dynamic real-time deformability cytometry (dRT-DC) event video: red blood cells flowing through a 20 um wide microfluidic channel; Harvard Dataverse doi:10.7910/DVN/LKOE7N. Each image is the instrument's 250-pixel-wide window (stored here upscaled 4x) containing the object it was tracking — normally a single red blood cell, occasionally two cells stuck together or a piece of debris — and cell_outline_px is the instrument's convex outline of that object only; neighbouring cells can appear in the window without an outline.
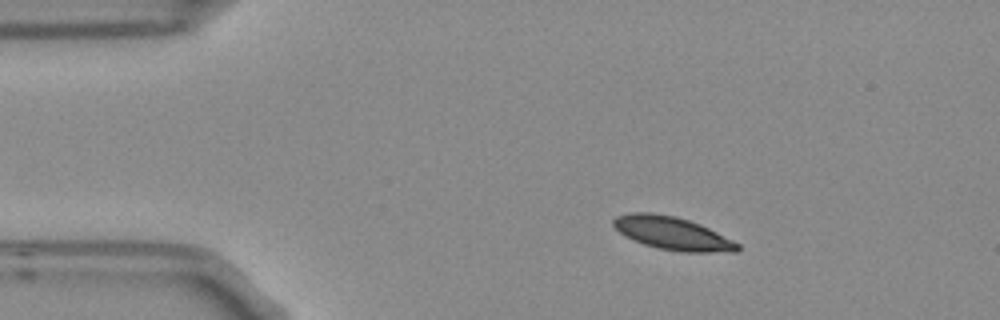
{"species": "Egyptian fruit bat (a non-hibernating species)", "species_latin": "Rousettus aegyptiacus", "temperature_condition": "room temperature", "stored_images_in_passage": 5, "camera_frame_rate_fps": 3000, "um_per_image_px": 0.085, "frame": {"image": 1, "passage_image": 2, "time_ms": 0.333, "image_size_px": [1000, 320], "cell_outline_px": [[740, 248], [736, 252], [680, 252], [656, 248], [644, 244], [624, 236], [612, 224], [612, 220], [616, 216], [632, 212], [652, 212], [676, 216], [700, 224], [740, 244]], "centroid_in_image_um": [57.14, 19.83], "position_along_channel_um": 27.9, "area_um2": 23.93}}
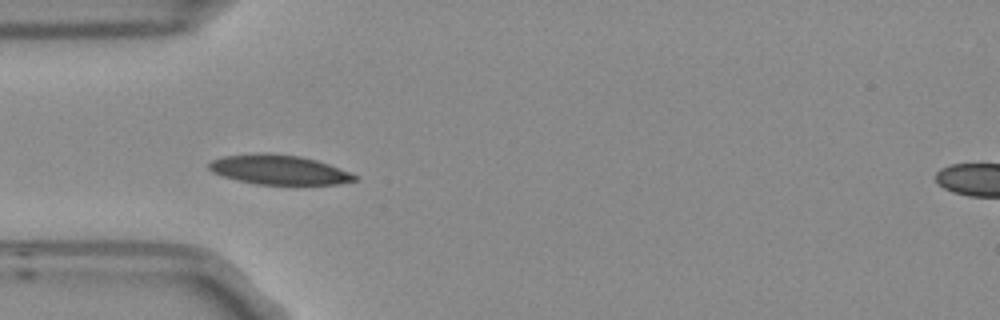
{"frame": {"image": 2, "passage_image": 4, "time_ms": 1.0, "image_size_px": [1000, 320], "cell_outline_px": [[356, 180], [340, 184], [256, 184], [236, 180], [212, 172], [208, 168], [208, 164], [212, 160], [224, 156], [300, 156], [316, 160], [328, 164], [348, 172], [356, 176]], "centroid_in_image_um": [23.73, 14.48], "position_along_channel_um": 61.3, "area_um2": 23.76}}
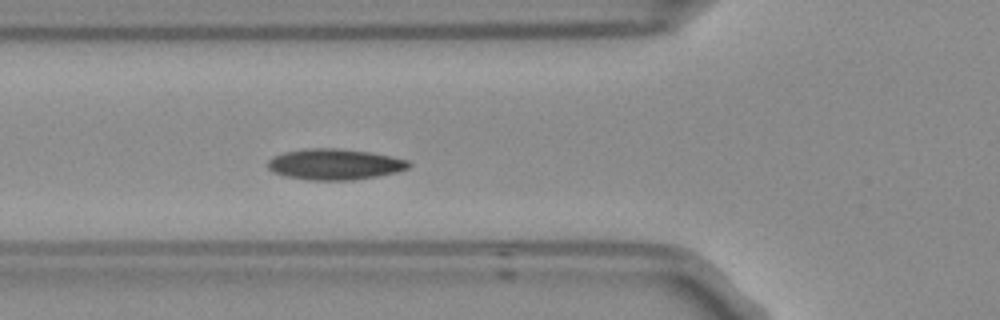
{"frame": {"image": 3, "passage_image": 5, "time_ms": 1.333, "image_size_px": [1000, 320], "cell_outline_px": [[412, 164], [408, 168], [396, 172], [376, 176], [352, 180], [308, 180], [284, 176], [272, 172], [268, 168], [268, 160], [284, 152], [304, 148], [336, 148], [368, 152], [408, 160]], "centroid_in_image_um": [28.42, 13.97], "position_along_channel_um": 97.4, "area_um2": 25.26}}